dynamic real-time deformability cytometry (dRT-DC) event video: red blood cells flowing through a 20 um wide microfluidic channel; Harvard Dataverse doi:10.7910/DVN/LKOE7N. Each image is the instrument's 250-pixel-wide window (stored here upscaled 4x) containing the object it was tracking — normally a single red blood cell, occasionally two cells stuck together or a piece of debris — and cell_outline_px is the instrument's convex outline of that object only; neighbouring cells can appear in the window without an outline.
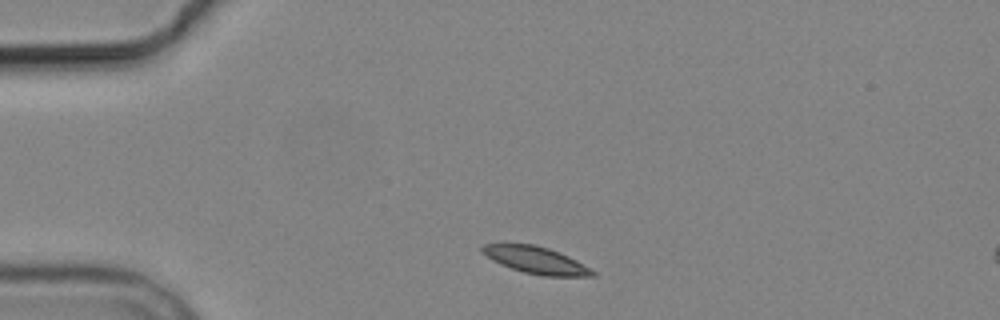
{"species": "common noctule bat (a hibernating species)", "species_latin": "Nyctalus noctula", "temperature_condition": "cold", "stored_images_in_passage": 3, "segment_of_instrument_passage": [1, 2], "camera_frame_rate_fps": 3000, "um_per_image_px": 0.085, "animal": {"sex": "male", "body_mass_g": 19.2, "forearm_length_mm": 51.8}, "frame": {"image": 1, "passage_image": 1, "time_ms": 0.0, "image_size_px": [1000, 320], "cell_outline_px": [[596, 276], [544, 276], [524, 272], [500, 264], [492, 260], [480, 252], [480, 244], [536, 244], [560, 252], [576, 260], [596, 272]], "centroid_in_image_um": [45.52, 22.1], "position_along_channel_um": 39.5, "area_um2": 17.34}}